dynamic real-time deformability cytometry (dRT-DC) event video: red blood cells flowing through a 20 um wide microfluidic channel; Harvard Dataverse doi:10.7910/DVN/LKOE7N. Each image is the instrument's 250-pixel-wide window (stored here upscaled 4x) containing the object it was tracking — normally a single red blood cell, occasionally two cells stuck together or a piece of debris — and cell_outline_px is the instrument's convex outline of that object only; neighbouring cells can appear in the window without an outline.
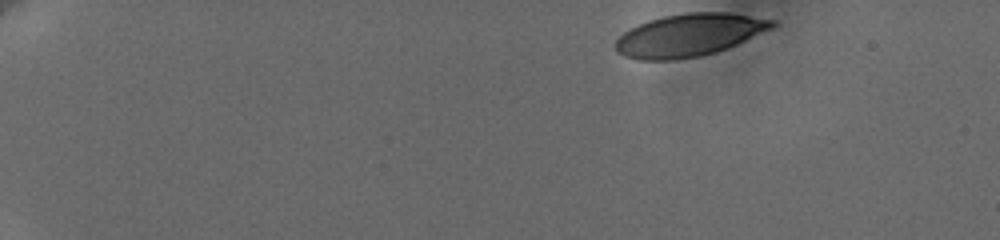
{"species": "human", "species_latin": "Homo sapiens", "temperature_condition": "cold", "stored_images_in_passage": 30, "camera_frame_rate_fps": 3000, "um_per_image_px": 0.085, "donor": {"sex": "female"}, "frame": {"image": 1, "passage_image": 1, "time_ms": 0.0, "image_size_px": [1000, 240], "cell_outline_px": [[776, 24], [772, 28], [736, 44], [716, 52], [700, 56], [672, 60], [640, 60], [624, 56], [616, 52], [616, 40], [628, 28], [648, 20], [664, 16], [688, 12], [728, 12], [776, 20]], "centroid_in_image_um": [58.55, 2.97], "position_along_channel_um": 26.4, "area_um2": 38.78}}
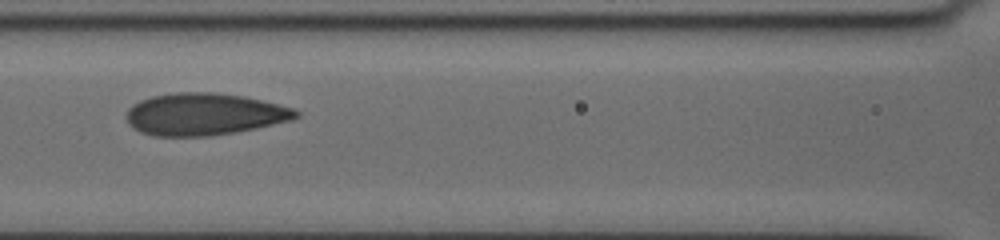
{"frame": {"image": 2, "passage_image": 16, "time_ms": 7.0, "image_size_px": [1000, 240], "cell_outline_px": [[300, 116], [292, 120], [256, 128], [236, 132], [208, 136], [152, 136], [140, 132], [132, 128], [128, 124], [128, 108], [132, 104], [140, 100], [152, 96], [176, 92], [216, 92], [244, 96], [296, 108], [300, 112]], "centroid_in_image_um": [17.38, 9.7], "position_along_channel_um": 149.2, "area_um2": 41.91}}
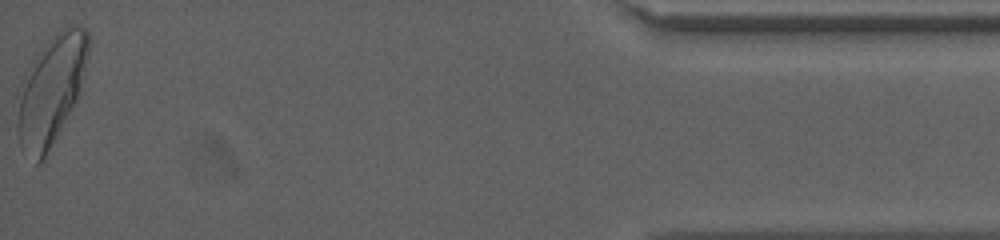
{"frame": {"image": 3, "passage_image": 30, "time_ms": 16.667, "image_size_px": [1000, 240], "cell_outline_px": [[88, 56], [84, 80], [80, 96], [40, 164], [36, 164], [20, 148], [16, 128], [16, 124], [24, 72], [36, 52], [60, 28], [68, 24], [76, 24], [88, 28]], "centroid_in_image_um": [4.37, 7.6], "position_along_channel_um": 430.8, "area_um2": 45.72}, "authors_computed_cell_mechanics": {"area_um2": 40.3733, "velocity_mm_per_s": 3.6187, "shape_relaxation_time_tau1_ms": 5.2855, "shape_relaxation_time_tau2_ms": null, "deformation_change_tau1": 0.1423, "deformation_change_tau2": null}}